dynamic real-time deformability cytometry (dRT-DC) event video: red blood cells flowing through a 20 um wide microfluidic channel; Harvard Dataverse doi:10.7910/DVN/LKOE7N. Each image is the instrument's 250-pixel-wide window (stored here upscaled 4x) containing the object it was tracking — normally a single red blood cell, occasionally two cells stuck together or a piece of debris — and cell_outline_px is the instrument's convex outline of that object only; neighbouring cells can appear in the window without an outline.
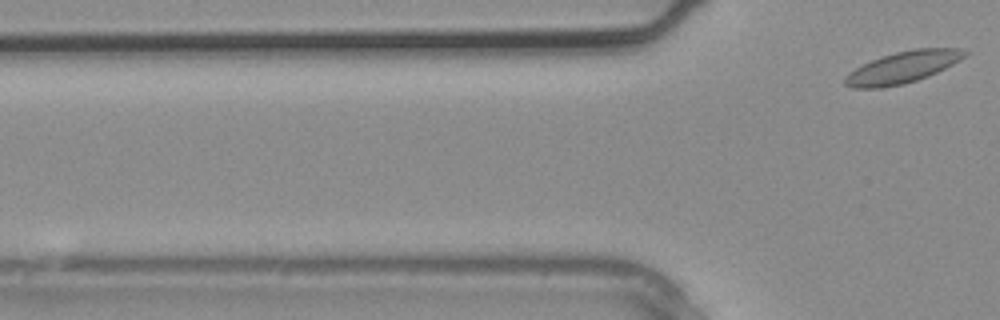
{"species": "common noctule bat (a hibernating species)", "species_latin": "Nyctalus noctula", "temperature_condition": "warm", "stored_images_in_passage": 3, "segment_of_instrument_passage": [2, 2], "camera_frame_rate_fps": 3000, "um_per_image_px": 0.085, "animal": {"sex": "male", "body_mass_g": 20.4}, "frame": {"image": 1, "passage_image": 3, "time_ms": 0.667, "image_size_px": [1000, 320], "cell_outline_px": [[968, 52], [960, 60], [928, 76], [904, 84], [880, 88], [852, 88], [844, 84], [844, 76], [848, 72], [872, 60], [896, 52], [916, 48], [964, 48]], "centroid_in_image_um": [76.72, 5.72], "position_along_channel_um": 49.1, "area_um2": 21.91}}